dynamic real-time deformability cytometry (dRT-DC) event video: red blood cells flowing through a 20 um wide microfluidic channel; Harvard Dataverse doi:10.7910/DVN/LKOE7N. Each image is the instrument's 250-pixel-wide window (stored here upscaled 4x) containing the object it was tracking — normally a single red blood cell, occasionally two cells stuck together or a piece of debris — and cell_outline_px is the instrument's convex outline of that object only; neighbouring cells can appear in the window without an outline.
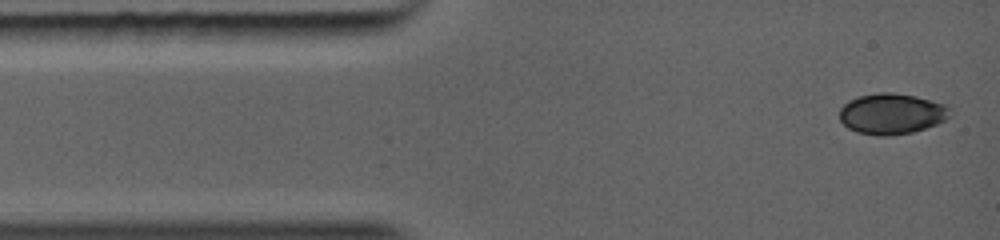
{"species": "common noctule bat (a hibernating species)", "species_latin": "Nyctalus noctula", "temperature_condition": "warm", "stored_images_in_passage": 67, "camera_frame_rate_fps": 5000, "um_per_image_px": 0.085, "animal": {"sex": "female", "body_mass_g": 19.0, "forearm_length_mm": 56.7}, "frame": {"image": 1, "passage_image": 1, "time_ms": 0.0, "image_size_px": [1000, 240], "cell_outline_px": [[948, 116], [944, 120], [936, 124], [912, 132], [888, 136], [880, 136], [856, 132], [848, 128], [840, 120], [840, 108], [848, 100], [860, 96], [880, 92], [888, 92], [916, 96], [948, 104]], "centroid_in_image_um": [75.77, 9.67], "position_along_channel_um": 9.2, "area_um2": 26.13}}
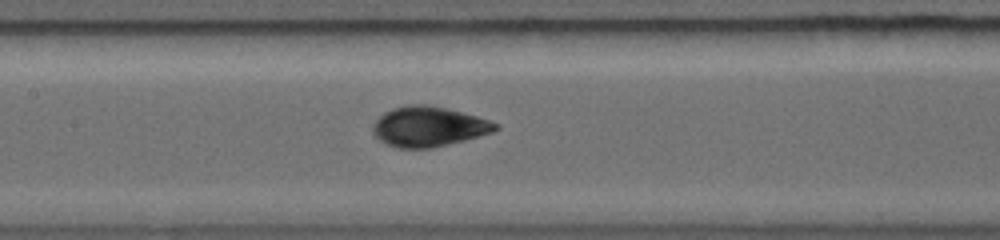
{"frame": {"image": 2, "passage_image": 27, "time_ms": 4.6, "image_size_px": [1000, 240], "cell_outline_px": [[500, 128], [492, 132], [480, 136], [432, 148], [396, 148], [384, 144], [372, 132], [372, 124], [384, 112], [392, 108], [412, 104], [424, 104], [444, 108], [476, 116], [500, 124]], "centroid_in_image_um": [36.41, 10.77], "position_along_channel_um": 171.0, "area_um2": 28.55}}
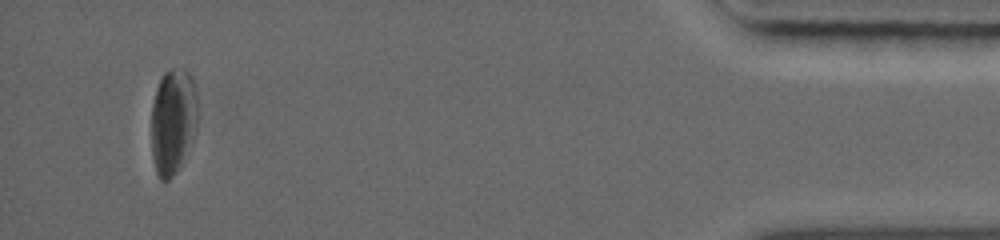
{"frame": {"image": 3, "passage_image": 67, "time_ms": 11.6, "image_size_px": [1000, 240], "cell_outline_px": [[196, 132], [180, 168], [168, 180], [160, 180], [156, 172], [152, 160], [152, 104], [156, 88], [160, 76], [164, 72], [172, 68], [184, 68], [188, 72], [196, 96]], "centroid_in_image_um": [14.68, 10.32], "position_along_channel_um": 420.5, "area_um2": 28.61}}